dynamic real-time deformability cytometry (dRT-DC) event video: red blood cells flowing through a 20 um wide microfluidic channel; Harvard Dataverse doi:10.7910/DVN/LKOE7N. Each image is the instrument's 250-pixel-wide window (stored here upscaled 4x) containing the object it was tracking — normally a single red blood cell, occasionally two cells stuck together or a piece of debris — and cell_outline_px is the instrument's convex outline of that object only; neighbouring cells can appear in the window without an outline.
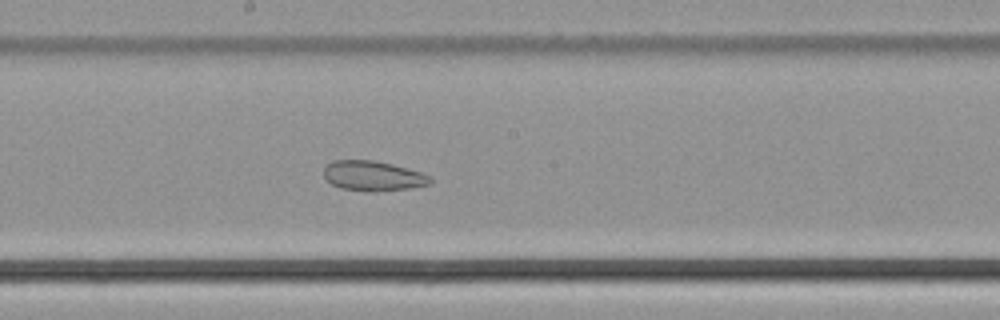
{"species": "common noctule bat (a hibernating species)", "species_latin": "Nyctalus noctula", "temperature_condition": "cold", "stored_images_in_passage": 35, "camera_frame_rate_fps": 3000, "um_per_image_px": 0.085, "animal": {"sex": "male", "body_mass_g": 21.5, "forearm_length_mm": 52.0}, "frame": {"image": 1, "passage_image": 12, "time_ms": 3.667, "image_size_px": [1000, 320], "cell_outline_px": [[432, 180], [428, 184], [412, 188], [372, 192], [364, 192], [340, 188], [324, 180], [324, 168], [332, 160], [372, 160], [392, 164], [420, 172], [428, 176]], "centroid_in_image_um": [31.65, 14.96], "position_along_channel_um": 216.6, "area_um2": 18.67}}
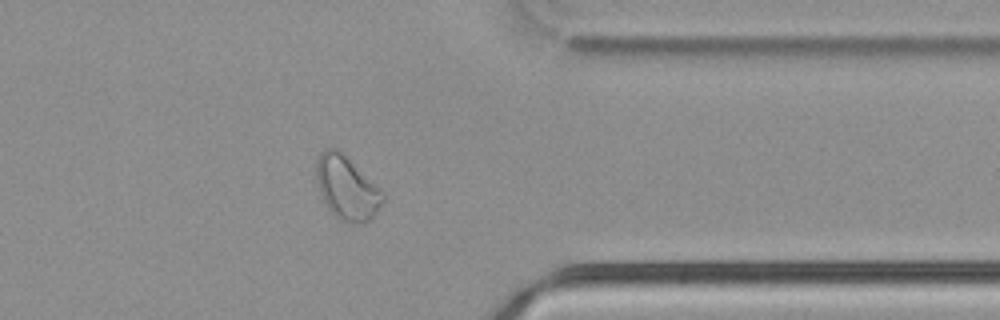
{"frame": {"image": 2, "passage_image": 25, "time_ms": 8.0, "image_size_px": [1000, 320], "cell_outline_px": [[384, 200], [376, 212], [364, 224], [360, 224], [340, 220], [328, 208], [320, 196], [316, 184], [316, 160], [320, 152], [324, 148], [336, 148], [384, 192]], "centroid_in_image_um": [29.44, 15.97], "position_along_channel_um": 382.0, "area_um2": 24.45}}
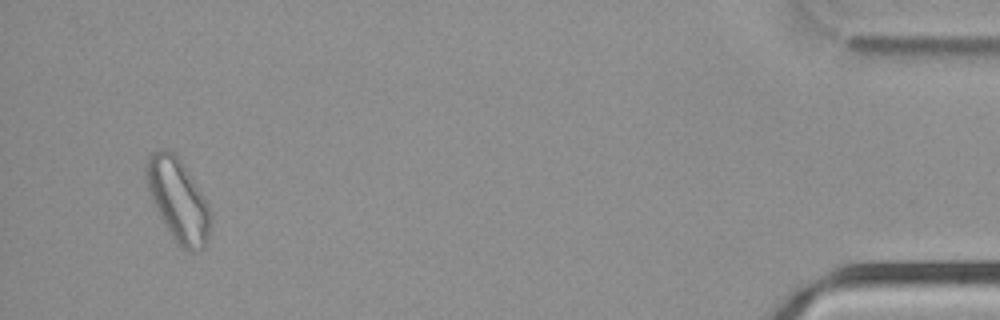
{"frame": {"image": 3, "passage_image": 33, "time_ms": 10.667, "image_size_px": [1000, 320], "cell_outline_px": [[212, 220], [208, 240], [204, 248], [192, 252], [188, 252], [180, 248], [176, 244], [164, 224], [152, 200], [144, 176], [144, 164], [148, 156], [152, 152], [160, 148], [164, 148], [172, 152], [180, 160], [188, 172], [208, 204]], "centroid_in_image_um": [15.12, 17.03], "position_along_channel_um": 420.1, "area_um2": 31.15}}